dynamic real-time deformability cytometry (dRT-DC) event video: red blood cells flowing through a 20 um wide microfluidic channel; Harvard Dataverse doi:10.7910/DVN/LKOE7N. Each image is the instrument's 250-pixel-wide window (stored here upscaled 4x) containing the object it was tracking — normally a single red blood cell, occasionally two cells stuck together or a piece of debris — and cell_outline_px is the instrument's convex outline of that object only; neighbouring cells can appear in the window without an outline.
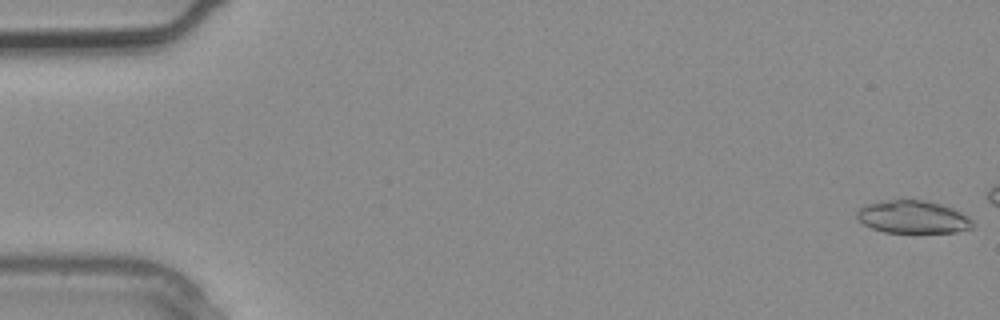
{"species": "common noctule bat (a hibernating species)", "species_latin": "Nyctalus noctula", "temperature_condition": "warm", "stored_images_in_passage": 3, "camera_frame_rate_fps": 3000, "um_per_image_px": 0.085, "animal": {"sex": "male", "body_mass_g": 20.4}, "frame": {"image": 1, "passage_image": 1, "time_ms": 0.0, "image_size_px": [1000, 320], "cell_outline_px": [[972, 228], [956, 232], [884, 232], [872, 228], [864, 224], [856, 216], [856, 212], [864, 204], [888, 200], [924, 200], [940, 204], [952, 208], [968, 216], [972, 220]], "centroid_in_image_um": [77.58, 18.44], "position_along_channel_um": 7.4, "area_um2": 21.91}}